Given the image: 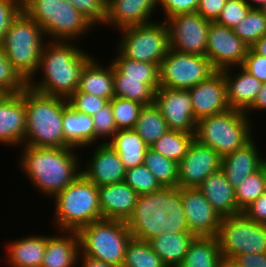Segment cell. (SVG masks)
Returning <instances> with one entry per match:
<instances>
[{
  "label": "cell",
  "instance_id": "db71d44e",
  "mask_svg": "<svg viewBox=\"0 0 266 267\" xmlns=\"http://www.w3.org/2000/svg\"><path fill=\"white\" fill-rule=\"evenodd\" d=\"M228 264L231 267H266V252L240 254L233 257Z\"/></svg>",
  "mask_w": 266,
  "mask_h": 267
},
{
  "label": "cell",
  "instance_id": "1f68e13d",
  "mask_svg": "<svg viewBox=\"0 0 266 267\" xmlns=\"http://www.w3.org/2000/svg\"><path fill=\"white\" fill-rule=\"evenodd\" d=\"M108 144L119 154L126 170L143 165L149 147L134 129L117 130Z\"/></svg>",
  "mask_w": 266,
  "mask_h": 267
},
{
  "label": "cell",
  "instance_id": "6da1fadb",
  "mask_svg": "<svg viewBox=\"0 0 266 267\" xmlns=\"http://www.w3.org/2000/svg\"><path fill=\"white\" fill-rule=\"evenodd\" d=\"M84 51L74 41L46 40L36 71L42 72L43 77H38L41 81L32 77L28 86L41 94L68 99L77 90L81 72L93 57Z\"/></svg>",
  "mask_w": 266,
  "mask_h": 267
},
{
  "label": "cell",
  "instance_id": "4dcf8cb0",
  "mask_svg": "<svg viewBox=\"0 0 266 267\" xmlns=\"http://www.w3.org/2000/svg\"><path fill=\"white\" fill-rule=\"evenodd\" d=\"M216 236H195L179 267H224Z\"/></svg>",
  "mask_w": 266,
  "mask_h": 267
},
{
  "label": "cell",
  "instance_id": "2e32d148",
  "mask_svg": "<svg viewBox=\"0 0 266 267\" xmlns=\"http://www.w3.org/2000/svg\"><path fill=\"white\" fill-rule=\"evenodd\" d=\"M222 156L196 139L178 163V187L197 188L210 174L221 169Z\"/></svg>",
  "mask_w": 266,
  "mask_h": 267
},
{
  "label": "cell",
  "instance_id": "7402d4cb",
  "mask_svg": "<svg viewBox=\"0 0 266 267\" xmlns=\"http://www.w3.org/2000/svg\"><path fill=\"white\" fill-rule=\"evenodd\" d=\"M102 219L127 221L132 215L138 194L126 183L98 187Z\"/></svg>",
  "mask_w": 266,
  "mask_h": 267
},
{
  "label": "cell",
  "instance_id": "836d02e7",
  "mask_svg": "<svg viewBox=\"0 0 266 267\" xmlns=\"http://www.w3.org/2000/svg\"><path fill=\"white\" fill-rule=\"evenodd\" d=\"M133 129L149 147L170 130L160 110L154 103L144 105L141 108Z\"/></svg>",
  "mask_w": 266,
  "mask_h": 267
},
{
  "label": "cell",
  "instance_id": "7bdbcfd3",
  "mask_svg": "<svg viewBox=\"0 0 266 267\" xmlns=\"http://www.w3.org/2000/svg\"><path fill=\"white\" fill-rule=\"evenodd\" d=\"M265 191L262 170L259 169L255 173L244 178L242 183L235 188V196L239 209L243 211Z\"/></svg>",
  "mask_w": 266,
  "mask_h": 267
},
{
  "label": "cell",
  "instance_id": "52a82bcc",
  "mask_svg": "<svg viewBox=\"0 0 266 267\" xmlns=\"http://www.w3.org/2000/svg\"><path fill=\"white\" fill-rule=\"evenodd\" d=\"M45 37L44 30L21 10L0 42L7 59L27 81L37 76Z\"/></svg>",
  "mask_w": 266,
  "mask_h": 267
},
{
  "label": "cell",
  "instance_id": "cb8c5ba5",
  "mask_svg": "<svg viewBox=\"0 0 266 267\" xmlns=\"http://www.w3.org/2000/svg\"><path fill=\"white\" fill-rule=\"evenodd\" d=\"M236 70L239 73L232 72V67L221 71L226 82L227 101L231 109L246 112L255 101L262 83L241 66Z\"/></svg>",
  "mask_w": 266,
  "mask_h": 267
},
{
  "label": "cell",
  "instance_id": "8d00e7d4",
  "mask_svg": "<svg viewBox=\"0 0 266 267\" xmlns=\"http://www.w3.org/2000/svg\"><path fill=\"white\" fill-rule=\"evenodd\" d=\"M143 164L163 187H178V163L148 147Z\"/></svg>",
  "mask_w": 266,
  "mask_h": 267
},
{
  "label": "cell",
  "instance_id": "d6a6232c",
  "mask_svg": "<svg viewBox=\"0 0 266 267\" xmlns=\"http://www.w3.org/2000/svg\"><path fill=\"white\" fill-rule=\"evenodd\" d=\"M112 57V64L124 75V79H142V83L148 84L154 91L159 85V65L149 62H139L124 57L118 50Z\"/></svg>",
  "mask_w": 266,
  "mask_h": 267
},
{
  "label": "cell",
  "instance_id": "3957f363",
  "mask_svg": "<svg viewBox=\"0 0 266 267\" xmlns=\"http://www.w3.org/2000/svg\"><path fill=\"white\" fill-rule=\"evenodd\" d=\"M22 146L19 171L22 170L32 187L47 198L51 199L64 190L81 173L76 148Z\"/></svg>",
  "mask_w": 266,
  "mask_h": 267
},
{
  "label": "cell",
  "instance_id": "f6af8a7d",
  "mask_svg": "<svg viewBox=\"0 0 266 267\" xmlns=\"http://www.w3.org/2000/svg\"><path fill=\"white\" fill-rule=\"evenodd\" d=\"M96 27L103 25L107 15V0H66Z\"/></svg>",
  "mask_w": 266,
  "mask_h": 267
},
{
  "label": "cell",
  "instance_id": "f1b7e54d",
  "mask_svg": "<svg viewBox=\"0 0 266 267\" xmlns=\"http://www.w3.org/2000/svg\"><path fill=\"white\" fill-rule=\"evenodd\" d=\"M65 147L76 149L95 144L94 124L91 116L77 112L68 106L63 113Z\"/></svg>",
  "mask_w": 266,
  "mask_h": 267
},
{
  "label": "cell",
  "instance_id": "603a6c76",
  "mask_svg": "<svg viewBox=\"0 0 266 267\" xmlns=\"http://www.w3.org/2000/svg\"><path fill=\"white\" fill-rule=\"evenodd\" d=\"M254 137L243 147L234 152L222 156L221 169L226 179L235 189L244 178L260 169V165L265 159L257 148Z\"/></svg>",
  "mask_w": 266,
  "mask_h": 267
},
{
  "label": "cell",
  "instance_id": "816d5d0a",
  "mask_svg": "<svg viewBox=\"0 0 266 267\" xmlns=\"http://www.w3.org/2000/svg\"><path fill=\"white\" fill-rule=\"evenodd\" d=\"M242 213L256 223L266 224V191L246 207Z\"/></svg>",
  "mask_w": 266,
  "mask_h": 267
},
{
  "label": "cell",
  "instance_id": "44dd1931",
  "mask_svg": "<svg viewBox=\"0 0 266 267\" xmlns=\"http://www.w3.org/2000/svg\"><path fill=\"white\" fill-rule=\"evenodd\" d=\"M26 133L24 91L0 102V144L22 147Z\"/></svg>",
  "mask_w": 266,
  "mask_h": 267
},
{
  "label": "cell",
  "instance_id": "8992f818",
  "mask_svg": "<svg viewBox=\"0 0 266 267\" xmlns=\"http://www.w3.org/2000/svg\"><path fill=\"white\" fill-rule=\"evenodd\" d=\"M22 10L44 30L47 40L77 42L95 28L66 0H27Z\"/></svg>",
  "mask_w": 266,
  "mask_h": 267
},
{
  "label": "cell",
  "instance_id": "bcb514c9",
  "mask_svg": "<svg viewBox=\"0 0 266 267\" xmlns=\"http://www.w3.org/2000/svg\"><path fill=\"white\" fill-rule=\"evenodd\" d=\"M67 101L73 110L91 117L109 102L105 98L83 92H74Z\"/></svg>",
  "mask_w": 266,
  "mask_h": 267
},
{
  "label": "cell",
  "instance_id": "5b68a950",
  "mask_svg": "<svg viewBox=\"0 0 266 267\" xmlns=\"http://www.w3.org/2000/svg\"><path fill=\"white\" fill-rule=\"evenodd\" d=\"M52 199L55 204L53 227L57 231L78 232L82 227L102 219L98 187L82 173Z\"/></svg>",
  "mask_w": 266,
  "mask_h": 267
},
{
  "label": "cell",
  "instance_id": "ba28073f",
  "mask_svg": "<svg viewBox=\"0 0 266 267\" xmlns=\"http://www.w3.org/2000/svg\"><path fill=\"white\" fill-rule=\"evenodd\" d=\"M245 112L229 109L201 118L196 123L195 139L221 156L243 147L253 136V122Z\"/></svg>",
  "mask_w": 266,
  "mask_h": 267
},
{
  "label": "cell",
  "instance_id": "277c9868",
  "mask_svg": "<svg viewBox=\"0 0 266 267\" xmlns=\"http://www.w3.org/2000/svg\"><path fill=\"white\" fill-rule=\"evenodd\" d=\"M26 133L23 145L64 148L63 113L67 99L41 94L30 87L24 90Z\"/></svg>",
  "mask_w": 266,
  "mask_h": 267
},
{
  "label": "cell",
  "instance_id": "7c38bea8",
  "mask_svg": "<svg viewBox=\"0 0 266 267\" xmlns=\"http://www.w3.org/2000/svg\"><path fill=\"white\" fill-rule=\"evenodd\" d=\"M159 70L160 87L169 89H189L217 72L206 56L181 53L171 48Z\"/></svg>",
  "mask_w": 266,
  "mask_h": 267
},
{
  "label": "cell",
  "instance_id": "ee69618b",
  "mask_svg": "<svg viewBox=\"0 0 266 267\" xmlns=\"http://www.w3.org/2000/svg\"><path fill=\"white\" fill-rule=\"evenodd\" d=\"M92 120L95 131V145L97 140L100 141L102 137L101 142L108 143L117 132L110 101L100 111H98V113L92 116Z\"/></svg>",
  "mask_w": 266,
  "mask_h": 267
},
{
  "label": "cell",
  "instance_id": "681fc988",
  "mask_svg": "<svg viewBox=\"0 0 266 267\" xmlns=\"http://www.w3.org/2000/svg\"><path fill=\"white\" fill-rule=\"evenodd\" d=\"M241 67L261 83L266 82V57L257 54L251 47Z\"/></svg>",
  "mask_w": 266,
  "mask_h": 267
},
{
  "label": "cell",
  "instance_id": "b9f144b4",
  "mask_svg": "<svg viewBox=\"0 0 266 267\" xmlns=\"http://www.w3.org/2000/svg\"><path fill=\"white\" fill-rule=\"evenodd\" d=\"M0 87L8 94H20L26 90L28 81L7 59L0 44Z\"/></svg>",
  "mask_w": 266,
  "mask_h": 267
},
{
  "label": "cell",
  "instance_id": "d590c367",
  "mask_svg": "<svg viewBox=\"0 0 266 267\" xmlns=\"http://www.w3.org/2000/svg\"><path fill=\"white\" fill-rule=\"evenodd\" d=\"M195 139V133L169 130L150 147L164 157L179 163Z\"/></svg>",
  "mask_w": 266,
  "mask_h": 267
},
{
  "label": "cell",
  "instance_id": "f35d334b",
  "mask_svg": "<svg viewBox=\"0 0 266 267\" xmlns=\"http://www.w3.org/2000/svg\"><path fill=\"white\" fill-rule=\"evenodd\" d=\"M233 32L251 47L266 35V17L260 9H250L247 15L234 28Z\"/></svg>",
  "mask_w": 266,
  "mask_h": 267
},
{
  "label": "cell",
  "instance_id": "6125c7cd",
  "mask_svg": "<svg viewBox=\"0 0 266 267\" xmlns=\"http://www.w3.org/2000/svg\"><path fill=\"white\" fill-rule=\"evenodd\" d=\"M260 10L263 12V14L266 17V2L263 4V6L260 8Z\"/></svg>",
  "mask_w": 266,
  "mask_h": 267
},
{
  "label": "cell",
  "instance_id": "74e56055",
  "mask_svg": "<svg viewBox=\"0 0 266 267\" xmlns=\"http://www.w3.org/2000/svg\"><path fill=\"white\" fill-rule=\"evenodd\" d=\"M122 267H167L149 242L131 238Z\"/></svg>",
  "mask_w": 266,
  "mask_h": 267
},
{
  "label": "cell",
  "instance_id": "ac0fdd59",
  "mask_svg": "<svg viewBox=\"0 0 266 267\" xmlns=\"http://www.w3.org/2000/svg\"><path fill=\"white\" fill-rule=\"evenodd\" d=\"M188 91L197 121L230 109L227 101L226 82L221 71H217L209 79L189 88Z\"/></svg>",
  "mask_w": 266,
  "mask_h": 267
},
{
  "label": "cell",
  "instance_id": "11a10c76",
  "mask_svg": "<svg viewBox=\"0 0 266 267\" xmlns=\"http://www.w3.org/2000/svg\"><path fill=\"white\" fill-rule=\"evenodd\" d=\"M254 110L257 112H266V82L262 83L255 101L253 102L252 106L245 112V114L251 119L252 116H250V113L254 112Z\"/></svg>",
  "mask_w": 266,
  "mask_h": 267
},
{
  "label": "cell",
  "instance_id": "60d3db41",
  "mask_svg": "<svg viewBox=\"0 0 266 267\" xmlns=\"http://www.w3.org/2000/svg\"><path fill=\"white\" fill-rule=\"evenodd\" d=\"M124 182H126L138 196L158 191L163 187L144 164L127 169Z\"/></svg>",
  "mask_w": 266,
  "mask_h": 267
},
{
  "label": "cell",
  "instance_id": "9f6ffc18",
  "mask_svg": "<svg viewBox=\"0 0 266 267\" xmlns=\"http://www.w3.org/2000/svg\"><path fill=\"white\" fill-rule=\"evenodd\" d=\"M78 259L79 260L81 259V261H82L78 265V266H80V264H81V267H115V266L107 264L103 261H99V260L92 259L90 257L83 256L81 253L78 256Z\"/></svg>",
  "mask_w": 266,
  "mask_h": 267
},
{
  "label": "cell",
  "instance_id": "9c48e42d",
  "mask_svg": "<svg viewBox=\"0 0 266 267\" xmlns=\"http://www.w3.org/2000/svg\"><path fill=\"white\" fill-rule=\"evenodd\" d=\"M83 256L122 267L132 234L126 222L100 219L82 227L78 232Z\"/></svg>",
  "mask_w": 266,
  "mask_h": 267
},
{
  "label": "cell",
  "instance_id": "30bf717a",
  "mask_svg": "<svg viewBox=\"0 0 266 267\" xmlns=\"http://www.w3.org/2000/svg\"><path fill=\"white\" fill-rule=\"evenodd\" d=\"M119 32L121 37L116 50L124 57L160 66L169 50V30L165 21L126 27Z\"/></svg>",
  "mask_w": 266,
  "mask_h": 267
},
{
  "label": "cell",
  "instance_id": "680465c9",
  "mask_svg": "<svg viewBox=\"0 0 266 267\" xmlns=\"http://www.w3.org/2000/svg\"><path fill=\"white\" fill-rule=\"evenodd\" d=\"M251 9H260L266 0H245Z\"/></svg>",
  "mask_w": 266,
  "mask_h": 267
},
{
  "label": "cell",
  "instance_id": "ab89813d",
  "mask_svg": "<svg viewBox=\"0 0 266 267\" xmlns=\"http://www.w3.org/2000/svg\"><path fill=\"white\" fill-rule=\"evenodd\" d=\"M110 104L117 130L133 129L144 106L141 103L117 97H114Z\"/></svg>",
  "mask_w": 266,
  "mask_h": 267
},
{
  "label": "cell",
  "instance_id": "e0dca14e",
  "mask_svg": "<svg viewBox=\"0 0 266 267\" xmlns=\"http://www.w3.org/2000/svg\"><path fill=\"white\" fill-rule=\"evenodd\" d=\"M189 231L195 236H216L222 216L198 188H180Z\"/></svg>",
  "mask_w": 266,
  "mask_h": 267
},
{
  "label": "cell",
  "instance_id": "e7e4bbea",
  "mask_svg": "<svg viewBox=\"0 0 266 267\" xmlns=\"http://www.w3.org/2000/svg\"><path fill=\"white\" fill-rule=\"evenodd\" d=\"M224 267H231V266L228 263H225Z\"/></svg>",
  "mask_w": 266,
  "mask_h": 267
},
{
  "label": "cell",
  "instance_id": "4316f807",
  "mask_svg": "<svg viewBox=\"0 0 266 267\" xmlns=\"http://www.w3.org/2000/svg\"><path fill=\"white\" fill-rule=\"evenodd\" d=\"M5 247L6 263L10 267H41L47 236L37 234L9 241Z\"/></svg>",
  "mask_w": 266,
  "mask_h": 267
},
{
  "label": "cell",
  "instance_id": "f546056e",
  "mask_svg": "<svg viewBox=\"0 0 266 267\" xmlns=\"http://www.w3.org/2000/svg\"><path fill=\"white\" fill-rule=\"evenodd\" d=\"M194 237L191 232L163 233L148 242L167 267H179Z\"/></svg>",
  "mask_w": 266,
  "mask_h": 267
},
{
  "label": "cell",
  "instance_id": "9a60e30c",
  "mask_svg": "<svg viewBox=\"0 0 266 267\" xmlns=\"http://www.w3.org/2000/svg\"><path fill=\"white\" fill-rule=\"evenodd\" d=\"M154 104L158 107L170 130L195 133L197 120L188 89L159 87Z\"/></svg>",
  "mask_w": 266,
  "mask_h": 267
},
{
  "label": "cell",
  "instance_id": "6f0895ef",
  "mask_svg": "<svg viewBox=\"0 0 266 267\" xmlns=\"http://www.w3.org/2000/svg\"><path fill=\"white\" fill-rule=\"evenodd\" d=\"M251 48L257 53L266 57V35L258 39Z\"/></svg>",
  "mask_w": 266,
  "mask_h": 267
},
{
  "label": "cell",
  "instance_id": "be15d7a7",
  "mask_svg": "<svg viewBox=\"0 0 266 267\" xmlns=\"http://www.w3.org/2000/svg\"><path fill=\"white\" fill-rule=\"evenodd\" d=\"M21 5L27 0H17Z\"/></svg>",
  "mask_w": 266,
  "mask_h": 267
},
{
  "label": "cell",
  "instance_id": "c3c4849f",
  "mask_svg": "<svg viewBox=\"0 0 266 267\" xmlns=\"http://www.w3.org/2000/svg\"><path fill=\"white\" fill-rule=\"evenodd\" d=\"M199 0H158V7L163 10L164 20L185 13L197 11Z\"/></svg>",
  "mask_w": 266,
  "mask_h": 267
},
{
  "label": "cell",
  "instance_id": "5bb4252c",
  "mask_svg": "<svg viewBox=\"0 0 266 267\" xmlns=\"http://www.w3.org/2000/svg\"><path fill=\"white\" fill-rule=\"evenodd\" d=\"M248 49L233 29L210 22L206 57L217 71L242 66Z\"/></svg>",
  "mask_w": 266,
  "mask_h": 267
},
{
  "label": "cell",
  "instance_id": "ffe728a7",
  "mask_svg": "<svg viewBox=\"0 0 266 267\" xmlns=\"http://www.w3.org/2000/svg\"><path fill=\"white\" fill-rule=\"evenodd\" d=\"M158 0H107V15L103 25L120 29L145 25L158 9ZM150 20V21H149Z\"/></svg>",
  "mask_w": 266,
  "mask_h": 267
},
{
  "label": "cell",
  "instance_id": "f907efd6",
  "mask_svg": "<svg viewBox=\"0 0 266 267\" xmlns=\"http://www.w3.org/2000/svg\"><path fill=\"white\" fill-rule=\"evenodd\" d=\"M22 10L17 0H0V42L13 19Z\"/></svg>",
  "mask_w": 266,
  "mask_h": 267
},
{
  "label": "cell",
  "instance_id": "d4e9b609",
  "mask_svg": "<svg viewBox=\"0 0 266 267\" xmlns=\"http://www.w3.org/2000/svg\"><path fill=\"white\" fill-rule=\"evenodd\" d=\"M65 233V234H64ZM80 239L76 231L59 230L47 236V245L41 267H77Z\"/></svg>",
  "mask_w": 266,
  "mask_h": 267
},
{
  "label": "cell",
  "instance_id": "7dc6e473",
  "mask_svg": "<svg viewBox=\"0 0 266 267\" xmlns=\"http://www.w3.org/2000/svg\"><path fill=\"white\" fill-rule=\"evenodd\" d=\"M250 9L245 0H227L215 22L233 29L247 15Z\"/></svg>",
  "mask_w": 266,
  "mask_h": 267
},
{
  "label": "cell",
  "instance_id": "484cf974",
  "mask_svg": "<svg viewBox=\"0 0 266 267\" xmlns=\"http://www.w3.org/2000/svg\"><path fill=\"white\" fill-rule=\"evenodd\" d=\"M197 188L222 217L242 213L238 207L235 189L222 169L208 175Z\"/></svg>",
  "mask_w": 266,
  "mask_h": 267
},
{
  "label": "cell",
  "instance_id": "f5cc1de1",
  "mask_svg": "<svg viewBox=\"0 0 266 267\" xmlns=\"http://www.w3.org/2000/svg\"><path fill=\"white\" fill-rule=\"evenodd\" d=\"M227 0H199L197 13L205 19L215 22L220 16Z\"/></svg>",
  "mask_w": 266,
  "mask_h": 267
},
{
  "label": "cell",
  "instance_id": "8fae6325",
  "mask_svg": "<svg viewBox=\"0 0 266 267\" xmlns=\"http://www.w3.org/2000/svg\"><path fill=\"white\" fill-rule=\"evenodd\" d=\"M216 237L225 263L240 254L266 252V224L256 223L243 213L223 216Z\"/></svg>",
  "mask_w": 266,
  "mask_h": 267
},
{
  "label": "cell",
  "instance_id": "7a4b0ae2",
  "mask_svg": "<svg viewBox=\"0 0 266 267\" xmlns=\"http://www.w3.org/2000/svg\"><path fill=\"white\" fill-rule=\"evenodd\" d=\"M126 225L132 238L147 242L163 233L190 232L180 188L162 187L158 191L138 196Z\"/></svg>",
  "mask_w": 266,
  "mask_h": 267
},
{
  "label": "cell",
  "instance_id": "91938a15",
  "mask_svg": "<svg viewBox=\"0 0 266 267\" xmlns=\"http://www.w3.org/2000/svg\"><path fill=\"white\" fill-rule=\"evenodd\" d=\"M260 169L262 170V177L266 190V159H264L263 162L261 163Z\"/></svg>",
  "mask_w": 266,
  "mask_h": 267
},
{
  "label": "cell",
  "instance_id": "83f0119b",
  "mask_svg": "<svg viewBox=\"0 0 266 267\" xmlns=\"http://www.w3.org/2000/svg\"><path fill=\"white\" fill-rule=\"evenodd\" d=\"M104 66L93 56L84 66L75 92H83L111 101L114 98V65L110 62L109 66Z\"/></svg>",
  "mask_w": 266,
  "mask_h": 267
},
{
  "label": "cell",
  "instance_id": "4fadbf2b",
  "mask_svg": "<svg viewBox=\"0 0 266 267\" xmlns=\"http://www.w3.org/2000/svg\"><path fill=\"white\" fill-rule=\"evenodd\" d=\"M164 21L169 30V48L181 53L206 56L211 21L197 12L178 14Z\"/></svg>",
  "mask_w": 266,
  "mask_h": 267
},
{
  "label": "cell",
  "instance_id": "e575fe53",
  "mask_svg": "<svg viewBox=\"0 0 266 267\" xmlns=\"http://www.w3.org/2000/svg\"><path fill=\"white\" fill-rule=\"evenodd\" d=\"M114 97L129 99L150 105L154 103L155 91L142 79H124V75L114 66L113 72Z\"/></svg>",
  "mask_w": 266,
  "mask_h": 267
},
{
  "label": "cell",
  "instance_id": "94428289",
  "mask_svg": "<svg viewBox=\"0 0 266 267\" xmlns=\"http://www.w3.org/2000/svg\"><path fill=\"white\" fill-rule=\"evenodd\" d=\"M9 94L0 87V102L6 98Z\"/></svg>",
  "mask_w": 266,
  "mask_h": 267
},
{
  "label": "cell",
  "instance_id": "d6986e66",
  "mask_svg": "<svg viewBox=\"0 0 266 267\" xmlns=\"http://www.w3.org/2000/svg\"><path fill=\"white\" fill-rule=\"evenodd\" d=\"M98 143L81 173L97 187L124 182L126 168L119 154L108 143Z\"/></svg>",
  "mask_w": 266,
  "mask_h": 267
}]
</instances>
